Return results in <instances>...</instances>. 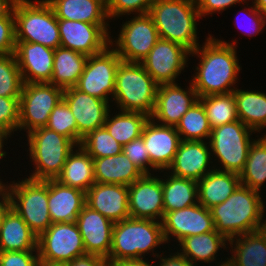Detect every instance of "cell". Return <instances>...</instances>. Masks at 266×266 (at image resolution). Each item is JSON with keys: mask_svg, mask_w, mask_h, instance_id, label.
<instances>
[{"mask_svg": "<svg viewBox=\"0 0 266 266\" xmlns=\"http://www.w3.org/2000/svg\"><path fill=\"white\" fill-rule=\"evenodd\" d=\"M205 40L202 47L200 44L190 53L191 57L197 55L200 60L195 66L197 72L190 80L193 88L198 97L233 92L242 70L237 58V41L226 42L210 34Z\"/></svg>", "mask_w": 266, "mask_h": 266, "instance_id": "cell-1", "label": "cell"}, {"mask_svg": "<svg viewBox=\"0 0 266 266\" xmlns=\"http://www.w3.org/2000/svg\"><path fill=\"white\" fill-rule=\"evenodd\" d=\"M261 192L240 184L224 202L213 206L215 230L228 240L266 227Z\"/></svg>", "mask_w": 266, "mask_h": 266, "instance_id": "cell-2", "label": "cell"}, {"mask_svg": "<svg viewBox=\"0 0 266 266\" xmlns=\"http://www.w3.org/2000/svg\"><path fill=\"white\" fill-rule=\"evenodd\" d=\"M148 14L160 39L177 43L190 53L200 45L196 20L201 16L194 0H156Z\"/></svg>", "mask_w": 266, "mask_h": 266, "instance_id": "cell-3", "label": "cell"}, {"mask_svg": "<svg viewBox=\"0 0 266 266\" xmlns=\"http://www.w3.org/2000/svg\"><path fill=\"white\" fill-rule=\"evenodd\" d=\"M165 243L160 221L130 217L114 223L112 245L107 260L108 262H115L143 259L145 254H149V252L154 258H157L160 254L154 253V250Z\"/></svg>", "mask_w": 266, "mask_h": 266, "instance_id": "cell-4", "label": "cell"}, {"mask_svg": "<svg viewBox=\"0 0 266 266\" xmlns=\"http://www.w3.org/2000/svg\"><path fill=\"white\" fill-rule=\"evenodd\" d=\"M158 86L141 63L121 61L111 102L115 101L117 109L121 111L141 112L151 116Z\"/></svg>", "mask_w": 266, "mask_h": 266, "instance_id": "cell-5", "label": "cell"}, {"mask_svg": "<svg viewBox=\"0 0 266 266\" xmlns=\"http://www.w3.org/2000/svg\"><path fill=\"white\" fill-rule=\"evenodd\" d=\"M15 18V41L38 43L56 49L60 47L58 19L46 0H17Z\"/></svg>", "mask_w": 266, "mask_h": 266, "instance_id": "cell-6", "label": "cell"}, {"mask_svg": "<svg viewBox=\"0 0 266 266\" xmlns=\"http://www.w3.org/2000/svg\"><path fill=\"white\" fill-rule=\"evenodd\" d=\"M27 139L29 157L35 166L28 178L34 180L56 179L67 157L77 147L69 138L47 127L34 129L27 134Z\"/></svg>", "mask_w": 266, "mask_h": 266, "instance_id": "cell-7", "label": "cell"}, {"mask_svg": "<svg viewBox=\"0 0 266 266\" xmlns=\"http://www.w3.org/2000/svg\"><path fill=\"white\" fill-rule=\"evenodd\" d=\"M13 208L39 237L52 224L48 207V180L24 178L4 184Z\"/></svg>", "mask_w": 266, "mask_h": 266, "instance_id": "cell-8", "label": "cell"}, {"mask_svg": "<svg viewBox=\"0 0 266 266\" xmlns=\"http://www.w3.org/2000/svg\"><path fill=\"white\" fill-rule=\"evenodd\" d=\"M256 133L253 129L243 124L240 120L217 126L212 129L209 138L212 158L218 160L220 165H214L219 171L240 174L244 169L250 146L255 140L250 137Z\"/></svg>", "mask_w": 266, "mask_h": 266, "instance_id": "cell-9", "label": "cell"}, {"mask_svg": "<svg viewBox=\"0 0 266 266\" xmlns=\"http://www.w3.org/2000/svg\"><path fill=\"white\" fill-rule=\"evenodd\" d=\"M64 89L49 83H24L19 99L18 131L47 125L50 113L63 99Z\"/></svg>", "mask_w": 266, "mask_h": 266, "instance_id": "cell-10", "label": "cell"}, {"mask_svg": "<svg viewBox=\"0 0 266 266\" xmlns=\"http://www.w3.org/2000/svg\"><path fill=\"white\" fill-rule=\"evenodd\" d=\"M117 36L114 41L110 39V46H116L114 50L122 61L137 63L148 55L160 39L149 14L136 15L124 22Z\"/></svg>", "mask_w": 266, "mask_h": 266, "instance_id": "cell-11", "label": "cell"}, {"mask_svg": "<svg viewBox=\"0 0 266 266\" xmlns=\"http://www.w3.org/2000/svg\"><path fill=\"white\" fill-rule=\"evenodd\" d=\"M121 61L110 45L104 51L88 56L84 71L74 87L109 102L115 93L116 72Z\"/></svg>", "mask_w": 266, "mask_h": 266, "instance_id": "cell-12", "label": "cell"}, {"mask_svg": "<svg viewBox=\"0 0 266 266\" xmlns=\"http://www.w3.org/2000/svg\"><path fill=\"white\" fill-rule=\"evenodd\" d=\"M41 260L69 263L86 254L76 222L52 223L37 239Z\"/></svg>", "mask_w": 266, "mask_h": 266, "instance_id": "cell-13", "label": "cell"}, {"mask_svg": "<svg viewBox=\"0 0 266 266\" xmlns=\"http://www.w3.org/2000/svg\"><path fill=\"white\" fill-rule=\"evenodd\" d=\"M188 56L190 52L183 46L159 39L140 63L158 85L174 84L187 67Z\"/></svg>", "mask_w": 266, "mask_h": 266, "instance_id": "cell-14", "label": "cell"}, {"mask_svg": "<svg viewBox=\"0 0 266 266\" xmlns=\"http://www.w3.org/2000/svg\"><path fill=\"white\" fill-rule=\"evenodd\" d=\"M60 46L87 56L98 54L110 45V25H96L58 19Z\"/></svg>", "mask_w": 266, "mask_h": 266, "instance_id": "cell-15", "label": "cell"}, {"mask_svg": "<svg viewBox=\"0 0 266 266\" xmlns=\"http://www.w3.org/2000/svg\"><path fill=\"white\" fill-rule=\"evenodd\" d=\"M143 174L128 186L129 214L134 219L162 221L164 217L162 178Z\"/></svg>", "mask_w": 266, "mask_h": 266, "instance_id": "cell-16", "label": "cell"}, {"mask_svg": "<svg viewBox=\"0 0 266 266\" xmlns=\"http://www.w3.org/2000/svg\"><path fill=\"white\" fill-rule=\"evenodd\" d=\"M63 100L68 104L77 125V146L91 131L103 127L110 103L83 93L75 87L64 89Z\"/></svg>", "mask_w": 266, "mask_h": 266, "instance_id": "cell-17", "label": "cell"}, {"mask_svg": "<svg viewBox=\"0 0 266 266\" xmlns=\"http://www.w3.org/2000/svg\"><path fill=\"white\" fill-rule=\"evenodd\" d=\"M161 223L166 243H169L172 237L178 240V243L185 237L215 230L210 209L200 203L184 209L164 212Z\"/></svg>", "mask_w": 266, "mask_h": 266, "instance_id": "cell-18", "label": "cell"}, {"mask_svg": "<svg viewBox=\"0 0 266 266\" xmlns=\"http://www.w3.org/2000/svg\"><path fill=\"white\" fill-rule=\"evenodd\" d=\"M185 89L177 83L159 85L150 118L161 125L176 127L181 117L199 98L191 81Z\"/></svg>", "mask_w": 266, "mask_h": 266, "instance_id": "cell-19", "label": "cell"}, {"mask_svg": "<svg viewBox=\"0 0 266 266\" xmlns=\"http://www.w3.org/2000/svg\"><path fill=\"white\" fill-rule=\"evenodd\" d=\"M141 137L150 157V168L160 173L167 171L181 142L176 127L161 125L149 118Z\"/></svg>", "mask_w": 266, "mask_h": 266, "instance_id": "cell-20", "label": "cell"}, {"mask_svg": "<svg viewBox=\"0 0 266 266\" xmlns=\"http://www.w3.org/2000/svg\"><path fill=\"white\" fill-rule=\"evenodd\" d=\"M211 156L209 142L181 140L174 160L167 171L176 177L193 179L198 182L215 169L214 166H210L213 164Z\"/></svg>", "mask_w": 266, "mask_h": 266, "instance_id": "cell-21", "label": "cell"}, {"mask_svg": "<svg viewBox=\"0 0 266 266\" xmlns=\"http://www.w3.org/2000/svg\"><path fill=\"white\" fill-rule=\"evenodd\" d=\"M15 56L24 83H49L54 49L38 43L16 41Z\"/></svg>", "mask_w": 266, "mask_h": 266, "instance_id": "cell-22", "label": "cell"}, {"mask_svg": "<svg viewBox=\"0 0 266 266\" xmlns=\"http://www.w3.org/2000/svg\"><path fill=\"white\" fill-rule=\"evenodd\" d=\"M76 224L82 236L86 254L109 257L114 223L86 204L79 213Z\"/></svg>", "mask_w": 266, "mask_h": 266, "instance_id": "cell-23", "label": "cell"}, {"mask_svg": "<svg viewBox=\"0 0 266 266\" xmlns=\"http://www.w3.org/2000/svg\"><path fill=\"white\" fill-rule=\"evenodd\" d=\"M85 204L112 221L130 218L128 186L109 183H94L86 191Z\"/></svg>", "mask_w": 266, "mask_h": 266, "instance_id": "cell-24", "label": "cell"}, {"mask_svg": "<svg viewBox=\"0 0 266 266\" xmlns=\"http://www.w3.org/2000/svg\"><path fill=\"white\" fill-rule=\"evenodd\" d=\"M86 192L48 180V207L52 223L76 222L85 205Z\"/></svg>", "mask_w": 266, "mask_h": 266, "instance_id": "cell-25", "label": "cell"}, {"mask_svg": "<svg viewBox=\"0 0 266 266\" xmlns=\"http://www.w3.org/2000/svg\"><path fill=\"white\" fill-rule=\"evenodd\" d=\"M37 239L21 216L9 207L0 224V252L38 251Z\"/></svg>", "mask_w": 266, "mask_h": 266, "instance_id": "cell-26", "label": "cell"}, {"mask_svg": "<svg viewBox=\"0 0 266 266\" xmlns=\"http://www.w3.org/2000/svg\"><path fill=\"white\" fill-rule=\"evenodd\" d=\"M46 2L52 7L57 19L109 25L106 0H46Z\"/></svg>", "mask_w": 266, "mask_h": 266, "instance_id": "cell-27", "label": "cell"}, {"mask_svg": "<svg viewBox=\"0 0 266 266\" xmlns=\"http://www.w3.org/2000/svg\"><path fill=\"white\" fill-rule=\"evenodd\" d=\"M235 242V243H234ZM231 266H266V227L229 239Z\"/></svg>", "mask_w": 266, "mask_h": 266, "instance_id": "cell-28", "label": "cell"}, {"mask_svg": "<svg viewBox=\"0 0 266 266\" xmlns=\"http://www.w3.org/2000/svg\"><path fill=\"white\" fill-rule=\"evenodd\" d=\"M240 184L238 174L214 169L197 182L198 203L211 209L228 199Z\"/></svg>", "mask_w": 266, "mask_h": 266, "instance_id": "cell-29", "label": "cell"}, {"mask_svg": "<svg viewBox=\"0 0 266 266\" xmlns=\"http://www.w3.org/2000/svg\"><path fill=\"white\" fill-rule=\"evenodd\" d=\"M95 183L129 186L143 173L122 151L114 156L93 159Z\"/></svg>", "mask_w": 266, "mask_h": 266, "instance_id": "cell-30", "label": "cell"}, {"mask_svg": "<svg viewBox=\"0 0 266 266\" xmlns=\"http://www.w3.org/2000/svg\"><path fill=\"white\" fill-rule=\"evenodd\" d=\"M228 243L229 240L225 236L214 230L209 233L185 237L179 242L178 246L181 248L179 253L185 256L194 266H197V262L207 264L216 261V254L219 249L229 248L227 247Z\"/></svg>", "mask_w": 266, "mask_h": 266, "instance_id": "cell-31", "label": "cell"}, {"mask_svg": "<svg viewBox=\"0 0 266 266\" xmlns=\"http://www.w3.org/2000/svg\"><path fill=\"white\" fill-rule=\"evenodd\" d=\"M88 56L64 47L54 49L53 72L49 84L63 89L74 87L82 75Z\"/></svg>", "mask_w": 266, "mask_h": 266, "instance_id": "cell-32", "label": "cell"}, {"mask_svg": "<svg viewBox=\"0 0 266 266\" xmlns=\"http://www.w3.org/2000/svg\"><path fill=\"white\" fill-rule=\"evenodd\" d=\"M75 147L66 159L62 172L56 178L60 183L86 192L94 183L93 158L81 147Z\"/></svg>", "mask_w": 266, "mask_h": 266, "instance_id": "cell-33", "label": "cell"}, {"mask_svg": "<svg viewBox=\"0 0 266 266\" xmlns=\"http://www.w3.org/2000/svg\"><path fill=\"white\" fill-rule=\"evenodd\" d=\"M233 93L238 119L257 134L266 128V93L237 87Z\"/></svg>", "mask_w": 266, "mask_h": 266, "instance_id": "cell-34", "label": "cell"}, {"mask_svg": "<svg viewBox=\"0 0 266 266\" xmlns=\"http://www.w3.org/2000/svg\"><path fill=\"white\" fill-rule=\"evenodd\" d=\"M164 174L162 178L164 212L184 209L198 203L197 181Z\"/></svg>", "mask_w": 266, "mask_h": 266, "instance_id": "cell-35", "label": "cell"}, {"mask_svg": "<svg viewBox=\"0 0 266 266\" xmlns=\"http://www.w3.org/2000/svg\"><path fill=\"white\" fill-rule=\"evenodd\" d=\"M107 114L104 127L109 134L122 146L142 135L143 128L150 116L141 112L119 111L112 117Z\"/></svg>", "mask_w": 266, "mask_h": 266, "instance_id": "cell-36", "label": "cell"}, {"mask_svg": "<svg viewBox=\"0 0 266 266\" xmlns=\"http://www.w3.org/2000/svg\"><path fill=\"white\" fill-rule=\"evenodd\" d=\"M239 176L242 185L259 192L263 188L266 182V134L253 141Z\"/></svg>", "mask_w": 266, "mask_h": 266, "instance_id": "cell-37", "label": "cell"}, {"mask_svg": "<svg viewBox=\"0 0 266 266\" xmlns=\"http://www.w3.org/2000/svg\"><path fill=\"white\" fill-rule=\"evenodd\" d=\"M176 130L183 141H209L212 128L199 100L181 117Z\"/></svg>", "mask_w": 266, "mask_h": 266, "instance_id": "cell-38", "label": "cell"}, {"mask_svg": "<svg viewBox=\"0 0 266 266\" xmlns=\"http://www.w3.org/2000/svg\"><path fill=\"white\" fill-rule=\"evenodd\" d=\"M211 128L239 120L234 93L199 97Z\"/></svg>", "mask_w": 266, "mask_h": 266, "instance_id": "cell-39", "label": "cell"}, {"mask_svg": "<svg viewBox=\"0 0 266 266\" xmlns=\"http://www.w3.org/2000/svg\"><path fill=\"white\" fill-rule=\"evenodd\" d=\"M80 145L93 159L120 154L123 148L104 126L89 132Z\"/></svg>", "mask_w": 266, "mask_h": 266, "instance_id": "cell-40", "label": "cell"}, {"mask_svg": "<svg viewBox=\"0 0 266 266\" xmlns=\"http://www.w3.org/2000/svg\"><path fill=\"white\" fill-rule=\"evenodd\" d=\"M23 84L15 54L0 56V97H20Z\"/></svg>", "mask_w": 266, "mask_h": 266, "instance_id": "cell-41", "label": "cell"}, {"mask_svg": "<svg viewBox=\"0 0 266 266\" xmlns=\"http://www.w3.org/2000/svg\"><path fill=\"white\" fill-rule=\"evenodd\" d=\"M61 134L77 145V125L68 104L62 99L50 113L45 126Z\"/></svg>", "mask_w": 266, "mask_h": 266, "instance_id": "cell-42", "label": "cell"}, {"mask_svg": "<svg viewBox=\"0 0 266 266\" xmlns=\"http://www.w3.org/2000/svg\"><path fill=\"white\" fill-rule=\"evenodd\" d=\"M156 0H106V9L109 20L122 15L148 14L150 7Z\"/></svg>", "mask_w": 266, "mask_h": 266, "instance_id": "cell-43", "label": "cell"}, {"mask_svg": "<svg viewBox=\"0 0 266 266\" xmlns=\"http://www.w3.org/2000/svg\"><path fill=\"white\" fill-rule=\"evenodd\" d=\"M20 97H0V127L13 133L18 130Z\"/></svg>", "mask_w": 266, "mask_h": 266, "instance_id": "cell-44", "label": "cell"}, {"mask_svg": "<svg viewBox=\"0 0 266 266\" xmlns=\"http://www.w3.org/2000/svg\"><path fill=\"white\" fill-rule=\"evenodd\" d=\"M122 151L143 174H151L150 157L141 136L124 145Z\"/></svg>", "mask_w": 266, "mask_h": 266, "instance_id": "cell-45", "label": "cell"}, {"mask_svg": "<svg viewBox=\"0 0 266 266\" xmlns=\"http://www.w3.org/2000/svg\"><path fill=\"white\" fill-rule=\"evenodd\" d=\"M15 41V18H0V56L14 54Z\"/></svg>", "mask_w": 266, "mask_h": 266, "instance_id": "cell-46", "label": "cell"}, {"mask_svg": "<svg viewBox=\"0 0 266 266\" xmlns=\"http://www.w3.org/2000/svg\"><path fill=\"white\" fill-rule=\"evenodd\" d=\"M38 259V251L0 252V266H37Z\"/></svg>", "mask_w": 266, "mask_h": 266, "instance_id": "cell-47", "label": "cell"}, {"mask_svg": "<svg viewBox=\"0 0 266 266\" xmlns=\"http://www.w3.org/2000/svg\"><path fill=\"white\" fill-rule=\"evenodd\" d=\"M246 1L249 0H194V3L198 8L201 18H203L206 15L226 11L227 8L229 9V7L236 5V3H246L248 6L249 4Z\"/></svg>", "mask_w": 266, "mask_h": 266, "instance_id": "cell-48", "label": "cell"}, {"mask_svg": "<svg viewBox=\"0 0 266 266\" xmlns=\"http://www.w3.org/2000/svg\"><path fill=\"white\" fill-rule=\"evenodd\" d=\"M246 8V9H245ZM244 8V11L243 13L246 11L248 12H245L244 14H249V32H245V31H248L247 29L244 31L243 34H245L246 36L248 35V37H252L254 36L255 34H259L260 32L262 33V30L264 29L265 25H266V17L263 13H261L252 3V6L250 7H245ZM238 17V16H237ZM248 17V15H247ZM251 17V18H250ZM248 20V19H247ZM240 23V22H239ZM238 24V23H237ZM252 24V25H251ZM239 27V26H238ZM242 27V26H240ZM239 27V29H241ZM246 27V26H245ZM244 30V29H242Z\"/></svg>", "mask_w": 266, "mask_h": 266, "instance_id": "cell-49", "label": "cell"}, {"mask_svg": "<svg viewBox=\"0 0 266 266\" xmlns=\"http://www.w3.org/2000/svg\"><path fill=\"white\" fill-rule=\"evenodd\" d=\"M68 266H109V262L106 258L93 255L85 254L76 257L73 261L67 263Z\"/></svg>", "mask_w": 266, "mask_h": 266, "instance_id": "cell-50", "label": "cell"}, {"mask_svg": "<svg viewBox=\"0 0 266 266\" xmlns=\"http://www.w3.org/2000/svg\"><path fill=\"white\" fill-rule=\"evenodd\" d=\"M173 254V255H172ZM163 255V257H161ZM169 256V257H168ZM165 255L164 253H160L157 257L160 260L156 264L157 266H194L185 256L181 255L179 251L175 253H171L169 255Z\"/></svg>", "mask_w": 266, "mask_h": 266, "instance_id": "cell-51", "label": "cell"}, {"mask_svg": "<svg viewBox=\"0 0 266 266\" xmlns=\"http://www.w3.org/2000/svg\"><path fill=\"white\" fill-rule=\"evenodd\" d=\"M155 266H157L154 263ZM152 263L143 259H130V260H119L115 262H109V266H154Z\"/></svg>", "mask_w": 266, "mask_h": 266, "instance_id": "cell-52", "label": "cell"}, {"mask_svg": "<svg viewBox=\"0 0 266 266\" xmlns=\"http://www.w3.org/2000/svg\"><path fill=\"white\" fill-rule=\"evenodd\" d=\"M17 0H0V18L14 17L13 8Z\"/></svg>", "mask_w": 266, "mask_h": 266, "instance_id": "cell-53", "label": "cell"}, {"mask_svg": "<svg viewBox=\"0 0 266 266\" xmlns=\"http://www.w3.org/2000/svg\"><path fill=\"white\" fill-rule=\"evenodd\" d=\"M10 207V198L5 186L0 189V224L4 213Z\"/></svg>", "mask_w": 266, "mask_h": 266, "instance_id": "cell-54", "label": "cell"}, {"mask_svg": "<svg viewBox=\"0 0 266 266\" xmlns=\"http://www.w3.org/2000/svg\"><path fill=\"white\" fill-rule=\"evenodd\" d=\"M11 135H13V134L9 133L7 130L0 127V160L3 157H6V155H7L6 151L3 150V147L5 145L4 142L6 140H8L7 138L10 137Z\"/></svg>", "mask_w": 266, "mask_h": 266, "instance_id": "cell-55", "label": "cell"}, {"mask_svg": "<svg viewBox=\"0 0 266 266\" xmlns=\"http://www.w3.org/2000/svg\"><path fill=\"white\" fill-rule=\"evenodd\" d=\"M252 3L266 17V0H252Z\"/></svg>", "mask_w": 266, "mask_h": 266, "instance_id": "cell-56", "label": "cell"}, {"mask_svg": "<svg viewBox=\"0 0 266 266\" xmlns=\"http://www.w3.org/2000/svg\"><path fill=\"white\" fill-rule=\"evenodd\" d=\"M37 266H68L67 263L51 262L47 260L38 259Z\"/></svg>", "mask_w": 266, "mask_h": 266, "instance_id": "cell-57", "label": "cell"}, {"mask_svg": "<svg viewBox=\"0 0 266 266\" xmlns=\"http://www.w3.org/2000/svg\"><path fill=\"white\" fill-rule=\"evenodd\" d=\"M226 260V261H225ZM225 260L224 261H222V262H220V263H218V262H216L217 263V265L216 266H231V264L228 262V259H226L225 258ZM220 264V265H219Z\"/></svg>", "mask_w": 266, "mask_h": 266, "instance_id": "cell-58", "label": "cell"}, {"mask_svg": "<svg viewBox=\"0 0 266 266\" xmlns=\"http://www.w3.org/2000/svg\"><path fill=\"white\" fill-rule=\"evenodd\" d=\"M2 179H0V189L4 186L3 182L1 181Z\"/></svg>", "mask_w": 266, "mask_h": 266, "instance_id": "cell-59", "label": "cell"}]
</instances>
